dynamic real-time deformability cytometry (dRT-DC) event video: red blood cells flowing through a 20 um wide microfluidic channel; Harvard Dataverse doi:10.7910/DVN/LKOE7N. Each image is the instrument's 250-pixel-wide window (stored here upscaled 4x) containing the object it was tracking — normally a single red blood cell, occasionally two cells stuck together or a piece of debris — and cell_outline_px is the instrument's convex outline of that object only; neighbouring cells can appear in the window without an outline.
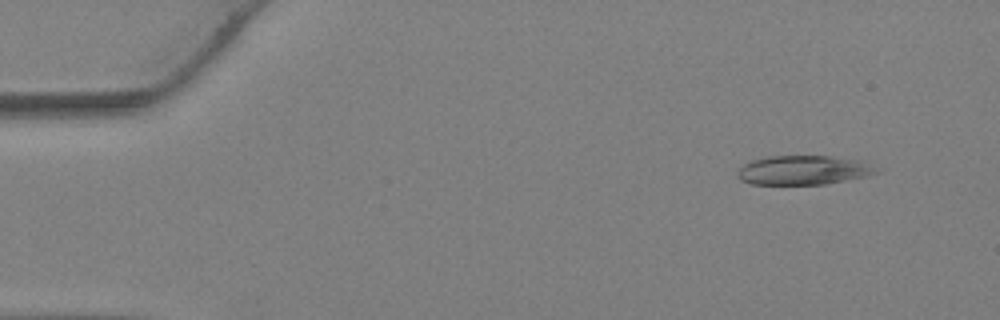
{"species": "Egyptian fruit bat (a non-hibernating species)", "species_latin": "Rousettus aegyptiacus", "temperature_condition": "warm", "stored_images_in_passage": 37, "camera_frame_rate_fps": 3000, "um_per_image_px": 0.085, "animal": {"sex": "female"}, "frame": {"image": 1, "passage_image": 3, "time_ms": 0.667, "image_size_px": [1000, 320], "cell_outline_px": [[876, 172], [868, 176], [824, 184], [752, 184], [740, 180], [736, 176], [736, 172], [744, 164], [752, 160], [768, 156], [828, 156], [856, 160]], "centroid_in_image_um": [68.12, 14.47], "position_along_channel_um": 16.9, "area_um2": 23.0}}
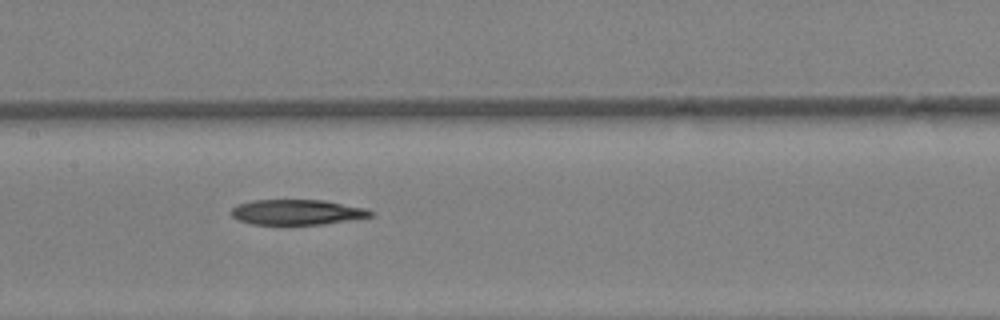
{"frame": {"image": 2, "passage_image": 18, "time_ms": 5.667, "image_size_px": [1000, 320], "cell_outline_px": [[376, 216], [324, 224], [252, 224], [240, 220], [232, 216], [232, 208], [236, 204], [252, 200], [324, 200], [364, 208], [376, 212]], "centroid_in_image_um": [25.29, 18.03], "position_along_channel_um": 182.1, "area_um2": 20.52}}
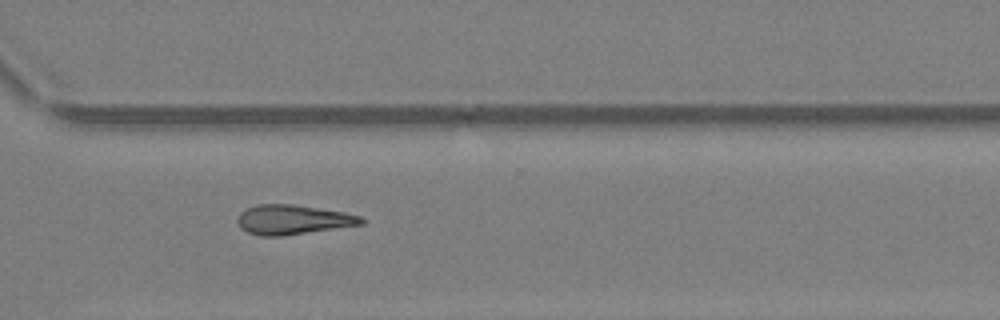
{"frame": {"image": 3, "passage_image": 27, "time_ms": 8.667, "image_size_px": [1000, 320], "cell_outline_px": [[364, 224], [284, 236], [260, 236], [248, 232], [240, 228], [236, 220], [240, 212], [256, 204], [292, 204], [344, 212], [360, 216], [364, 220]], "centroid_in_image_um": [24.87, 18.68], "position_along_channel_um": 345.7, "area_um2": 21.39}}